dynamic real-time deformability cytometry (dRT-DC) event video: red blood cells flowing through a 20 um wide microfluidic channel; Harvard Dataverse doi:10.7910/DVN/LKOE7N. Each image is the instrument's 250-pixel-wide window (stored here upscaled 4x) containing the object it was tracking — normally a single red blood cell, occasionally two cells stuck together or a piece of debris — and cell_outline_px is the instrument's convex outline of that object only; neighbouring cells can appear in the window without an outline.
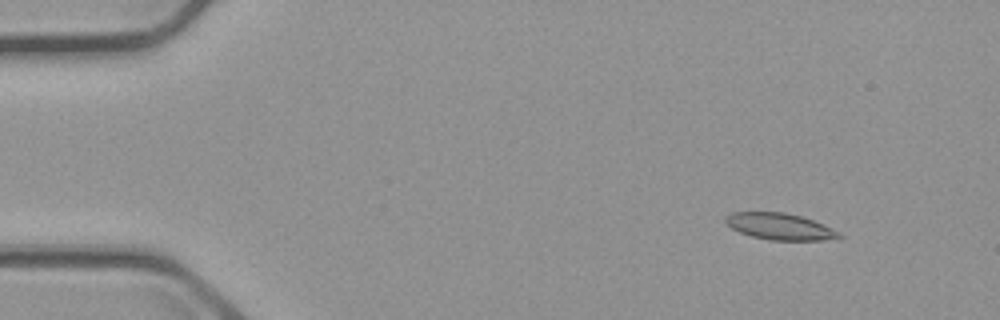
{"species": "common noctule bat (a hibernating species)", "species_latin": "Nyctalus noctula", "temperature_condition": "cold", "stored_images_in_passage": 5, "camera_frame_rate_fps": 3000, "um_per_image_px": 0.085, "animal": {"sex": "male", "body_mass_g": 23.1, "forearm_length_mm": 52.7}, "frame": {"image": 1, "passage_image": 2, "time_ms": 1.0, "image_size_px": [1000, 320], "cell_outline_px": [[844, 236], [820, 240], [768, 240], [752, 236], [740, 232], [732, 228], [724, 220], [724, 216], [732, 212], [784, 212], [800, 216], [824, 224], [840, 232]], "centroid_in_image_um": [66.27, 19.24], "position_along_channel_um": 18.7, "area_um2": 17.46}}